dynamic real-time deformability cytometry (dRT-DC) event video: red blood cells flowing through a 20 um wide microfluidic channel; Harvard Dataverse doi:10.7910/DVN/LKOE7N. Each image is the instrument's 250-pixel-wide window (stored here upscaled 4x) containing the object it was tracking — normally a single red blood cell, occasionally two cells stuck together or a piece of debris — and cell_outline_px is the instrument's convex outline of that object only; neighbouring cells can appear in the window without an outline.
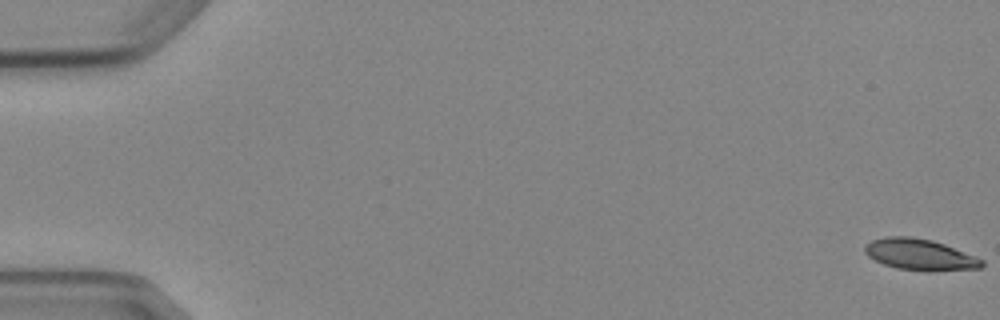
{"species": "Egyptian fruit bat (a non-hibernating species)", "species_latin": "Rousettus aegyptiacus", "temperature_condition": "cold", "stored_images_in_passage": 5, "camera_frame_rate_fps": 3000, "um_per_image_px": 0.085, "animal": {"sex": "female"}, "frame": {"image": 1, "passage_image": 1, "time_ms": 0.0, "image_size_px": [1000, 320], "cell_outline_px": [[984, 264], [980, 268], [928, 272], [896, 268], [884, 264], [868, 256], [864, 252], [864, 244], [872, 240], [884, 236], [912, 236], [932, 240], [944, 244], [976, 256], [984, 260]], "centroid_in_image_um": [78.18, 21.64], "position_along_channel_um": 6.8, "area_um2": 21.56}}
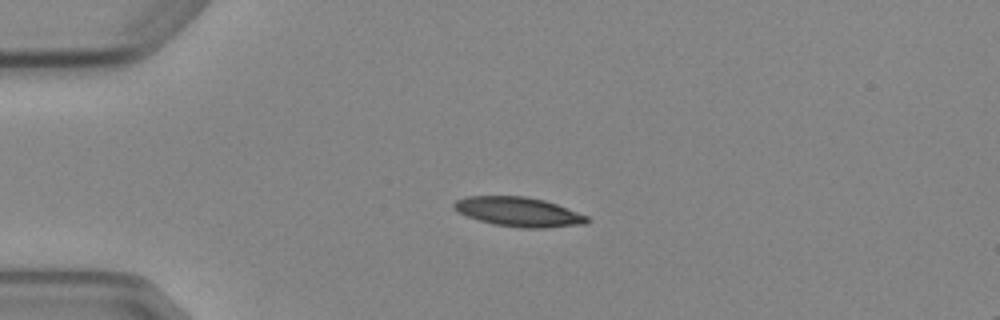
{"frame": {"image": 2, "passage_image": 5, "time_ms": 4.333, "image_size_px": [1000, 320], "cell_outline_px": [[588, 220], [584, 224], [544, 228], [524, 228], [496, 224], [480, 220], [468, 216], [452, 208], [452, 204], [456, 200], [468, 196], [528, 196], [544, 200], [556, 204], [588, 216]], "centroid_in_image_um": [44.07, 17.99], "position_along_channel_um": 40.9, "area_um2": 22.54}}